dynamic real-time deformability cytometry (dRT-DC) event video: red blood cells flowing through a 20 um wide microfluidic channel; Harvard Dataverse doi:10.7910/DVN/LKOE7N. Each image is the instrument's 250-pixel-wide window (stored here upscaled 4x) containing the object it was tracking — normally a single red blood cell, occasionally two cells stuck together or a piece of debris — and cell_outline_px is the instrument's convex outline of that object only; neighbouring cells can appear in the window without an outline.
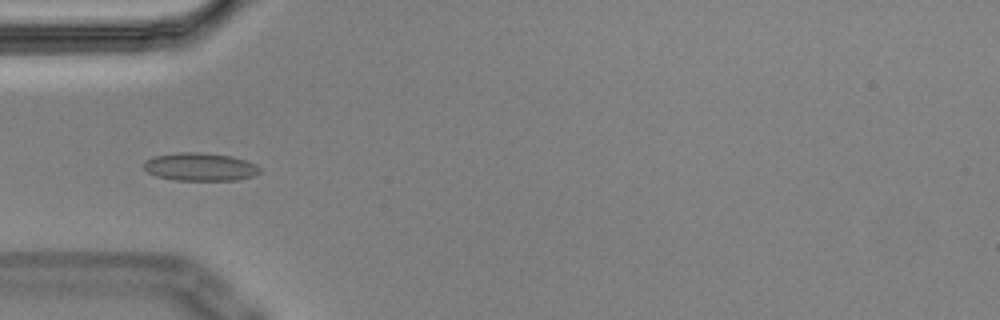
{"species": "Egyptian fruit bat (a non-hibernating species)", "species_latin": "Rousettus aegyptiacus", "temperature_condition": "cold", "stored_images_in_passage": 5, "camera_frame_rate_fps": 3000, "um_per_image_px": 0.085, "animal": {"sex": "male"}, "frame": {"image": 1, "passage_image": 5, "time_ms": 1.333, "image_size_px": [1000, 320], "cell_outline_px": [[260, 172], [256, 176], [236, 180], [176, 180], [156, 176], [148, 172], [144, 168], [144, 160], [152, 156], [180, 152], [200, 152], [232, 156], [256, 164], [260, 168]], "centroid_in_image_um": [17.01, 14.18], "position_along_channel_um": 68.0, "area_um2": 19.07}}